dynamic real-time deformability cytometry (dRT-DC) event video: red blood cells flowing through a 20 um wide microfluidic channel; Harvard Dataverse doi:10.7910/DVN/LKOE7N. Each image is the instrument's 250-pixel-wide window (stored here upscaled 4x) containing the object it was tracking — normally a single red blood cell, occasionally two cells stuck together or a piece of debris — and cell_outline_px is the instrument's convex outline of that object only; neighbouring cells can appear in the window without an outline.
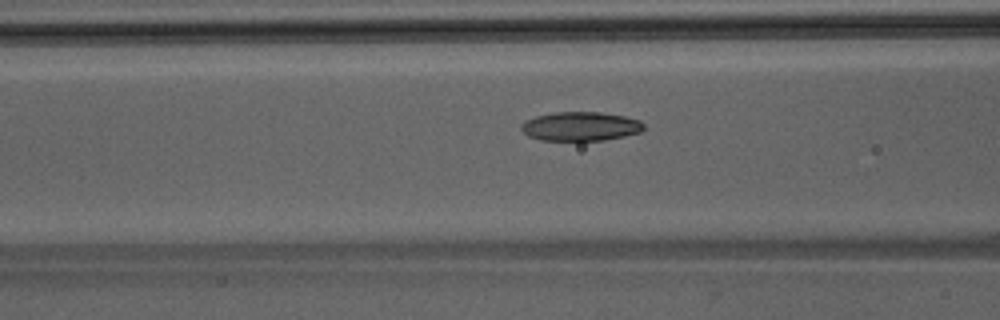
{"species": "Egyptian fruit bat (a non-hibernating species)", "species_latin": "Rousettus aegyptiacus", "temperature_condition": "room temperature", "stored_images_in_passage": 26, "camera_frame_rate_fps": 3000, "um_per_image_px": 0.085, "animal": {"sex": "male"}, "frame": {"image": 1, "passage_image": 5, "time_ms": 1.333, "image_size_px": [1000, 320], "cell_outline_px": [[644, 128], [640, 132], [624, 136], [604, 140], [540, 140], [528, 136], [520, 128], [520, 124], [524, 120], [536, 116], [556, 112], [600, 112], [624, 116], [640, 120], [644, 124]], "centroid_in_image_um": [49.32, 10.73], "position_along_channel_um": 117.3, "area_um2": 20.75}}
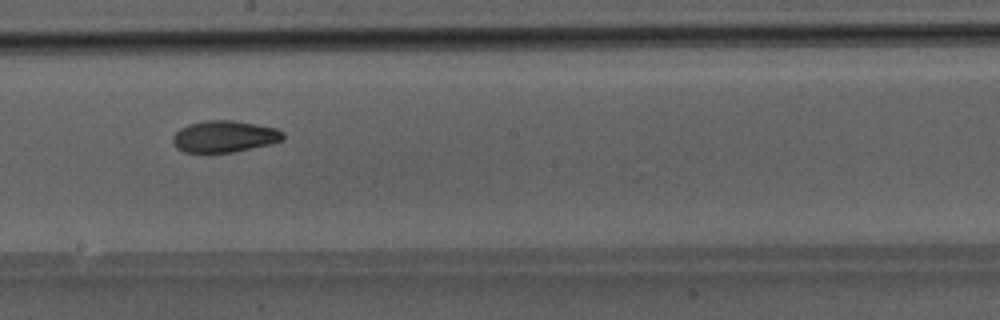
{"frame": {"image": 2, "passage_image": 13, "time_ms": 4.0, "image_size_px": [1000, 320], "cell_outline_px": [[284, 140], [268, 144], [232, 152], [184, 152], [176, 148], [172, 144], [172, 136], [180, 128], [188, 124], [208, 120], [232, 120], [256, 124], [276, 128], [284, 132]], "centroid_in_image_um": [19.05, 11.59], "position_along_channel_um": 229.2, "area_um2": 20.29}}
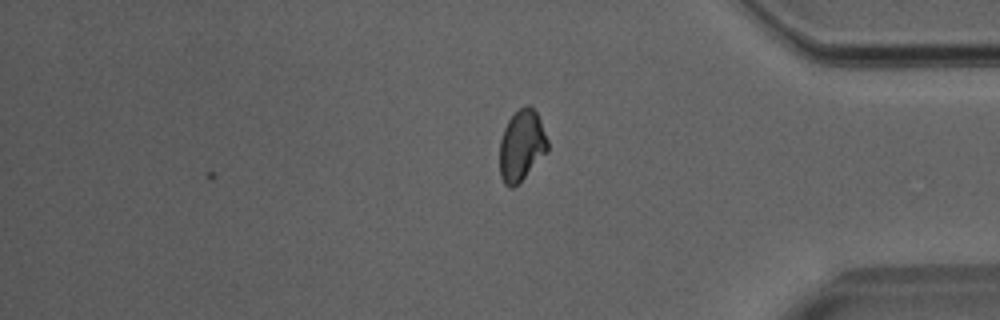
{"frame": {"image": 3, "passage_image": 26, "time_ms": 8.333, "image_size_px": [1000, 320], "cell_outline_px": [[548, 152], [512, 188], [508, 188], [504, 184], [500, 176], [500, 140], [504, 128], [508, 120], [520, 108], [528, 104], [536, 112], [540, 120], [548, 140]], "centroid_in_image_um": [44.33, 12.37], "position_along_channel_um": 390.9, "area_um2": 19.65}}